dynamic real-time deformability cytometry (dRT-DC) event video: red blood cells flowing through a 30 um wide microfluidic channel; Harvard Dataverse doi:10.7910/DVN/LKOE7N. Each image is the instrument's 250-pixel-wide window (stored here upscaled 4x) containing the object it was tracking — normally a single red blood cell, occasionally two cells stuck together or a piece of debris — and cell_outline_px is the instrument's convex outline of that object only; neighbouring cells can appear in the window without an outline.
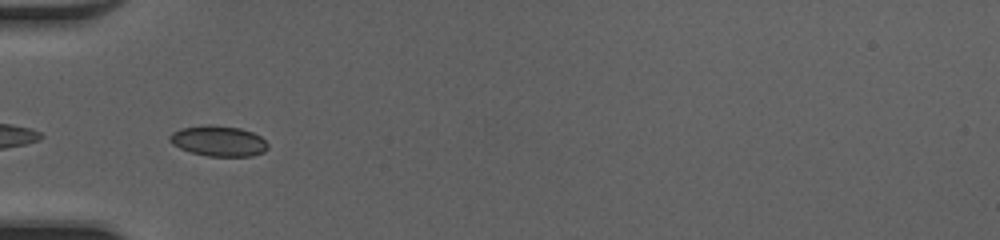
{"species": "common noctule bat (a hibernating species)", "species_latin": "Nyctalus noctula", "temperature_condition": "cold", "stored_images_in_passage": 25, "camera_frame_rate_fps": 3000, "um_per_image_px": 0.085, "animal": {"sex": "female", "body_mass_g": 20.0, "forearm_length_mm": 54.0}, "frame": {"image": 1, "passage_image": 3, "time_ms": 0.667, "image_size_px": [1000, 240], "cell_outline_px": [[268, 148], [264, 152], [252, 156], [208, 156], [192, 152], [180, 148], [172, 144], [168, 140], [168, 136], [172, 132], [180, 128], [208, 124], [212, 124], [240, 128], [252, 132], [260, 136], [268, 144]], "centroid_in_image_um": [18.56, 11.97], "position_along_channel_um": 66.4, "area_um2": 17.57}}
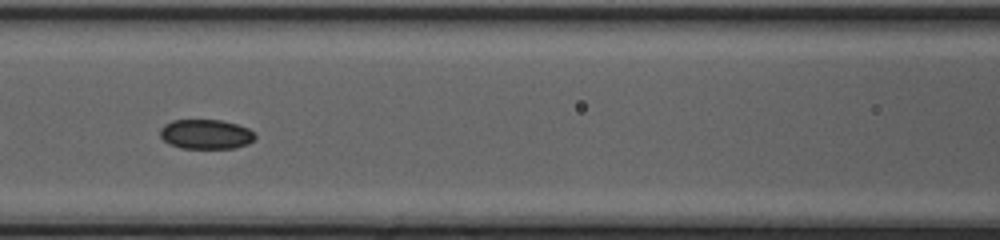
{"frame": {"image": 2, "passage_image": 9, "time_ms": 2.667, "image_size_px": [1000, 240], "cell_outline_px": [[256, 136], [248, 144], [236, 148], [180, 148], [168, 144], [160, 136], [160, 128], [164, 124], [172, 120], [220, 120], [236, 124], [248, 128], [256, 132]], "centroid_in_image_um": [17.49, 11.41], "position_along_channel_um": 149.1, "area_um2": 16.53}}
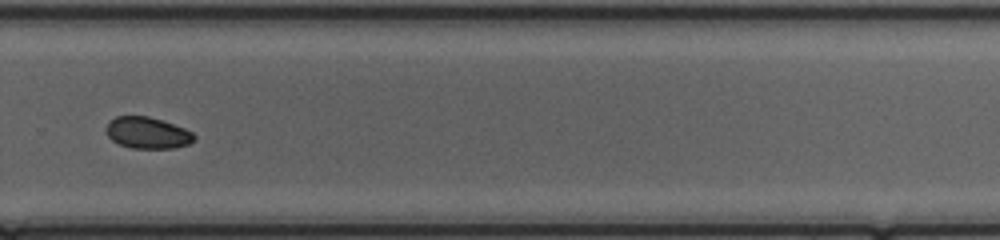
{"frame": {"image": 3, "passage_image": 21, "time_ms": 6.667, "image_size_px": [1000, 240], "cell_outline_px": [[196, 140], [188, 144], [172, 148], [132, 148], [120, 144], [112, 140], [108, 136], [108, 124], [116, 116], [148, 116], [184, 128], [192, 132], [196, 136]], "centroid_in_image_um": [12.58, 11.3], "position_along_channel_um": 317.2, "area_um2": 15.84}, "authors_computed_cell_mechanics": {"area_um2": 16.8198, "velocity_mm_per_s": 4.2122, "shape_relaxation_time_tau1_ms": 4.2318, "shape_relaxation_time_tau2_ms": null, "deformation_change_tau1": 0.0544, "deformation_change_tau2": null}}